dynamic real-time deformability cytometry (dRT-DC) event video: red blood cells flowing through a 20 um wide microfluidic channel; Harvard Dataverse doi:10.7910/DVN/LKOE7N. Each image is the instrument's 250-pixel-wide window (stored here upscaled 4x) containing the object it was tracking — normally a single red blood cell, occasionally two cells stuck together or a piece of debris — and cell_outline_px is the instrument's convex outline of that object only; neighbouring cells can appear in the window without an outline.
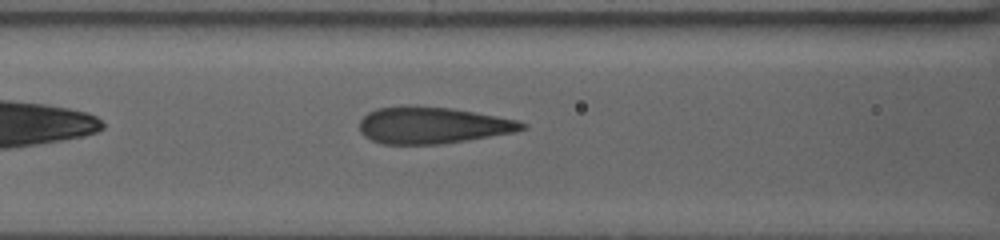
{"species": "human", "species_latin": "Homo sapiens", "temperature_condition": "warm", "stored_images_in_passage": 39, "camera_frame_rate_fps": 3000, "um_per_image_px": 0.085, "donor": {"sex": "female"}, "frame": {"image": 1, "passage_image": 7, "time_ms": 2.0, "image_size_px": [1000, 240], "cell_outline_px": [[528, 128], [512, 132], [440, 144], [380, 144], [364, 136], [360, 132], [360, 120], [368, 112], [376, 108], [408, 104], [448, 108], [496, 116], [516, 120], [528, 124]], "centroid_in_image_um": [36.69, 10.63], "position_along_channel_um": 129.9, "area_um2": 34.62}}
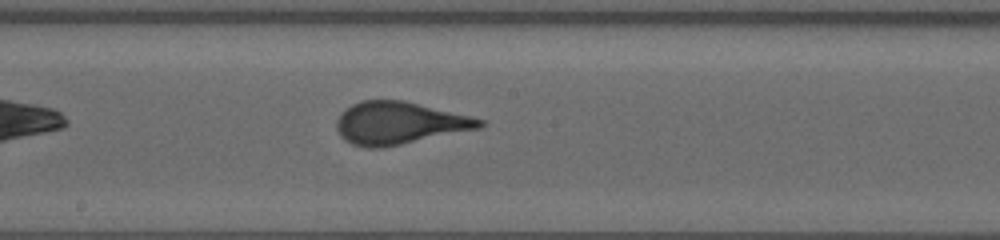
{"frame": {"image": 2, "passage_image": 16, "time_ms": 5.0, "image_size_px": [1000, 240], "cell_outline_px": [[484, 124], [480, 128], [380, 148], [364, 148], [352, 144], [340, 136], [336, 128], [336, 120], [352, 104], [360, 100], [404, 100], [484, 120]], "centroid_in_image_um": [33.88, 10.46], "position_along_channel_um": 214.3, "area_um2": 34.85}}
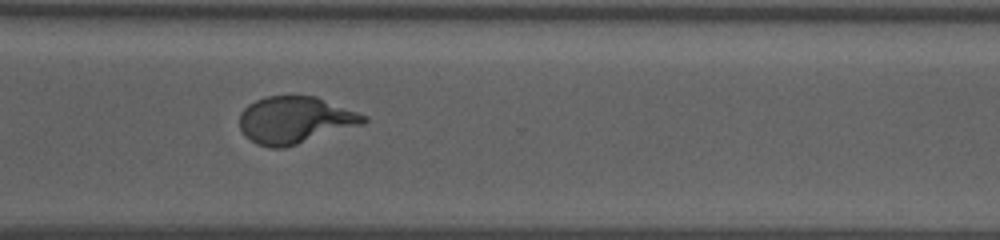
{"frame": {"image": 3, "passage_image": 30, "time_ms": 9.667, "image_size_px": [1000, 240], "cell_outline_px": [[368, 120], [364, 124], [284, 148], [272, 148], [256, 144], [244, 136], [240, 128], [240, 112], [248, 104], [264, 96], [316, 96], [368, 116]], "centroid_in_image_um": [25.06, 10.2], "position_along_channel_um": 345.5, "area_um2": 34.1}}